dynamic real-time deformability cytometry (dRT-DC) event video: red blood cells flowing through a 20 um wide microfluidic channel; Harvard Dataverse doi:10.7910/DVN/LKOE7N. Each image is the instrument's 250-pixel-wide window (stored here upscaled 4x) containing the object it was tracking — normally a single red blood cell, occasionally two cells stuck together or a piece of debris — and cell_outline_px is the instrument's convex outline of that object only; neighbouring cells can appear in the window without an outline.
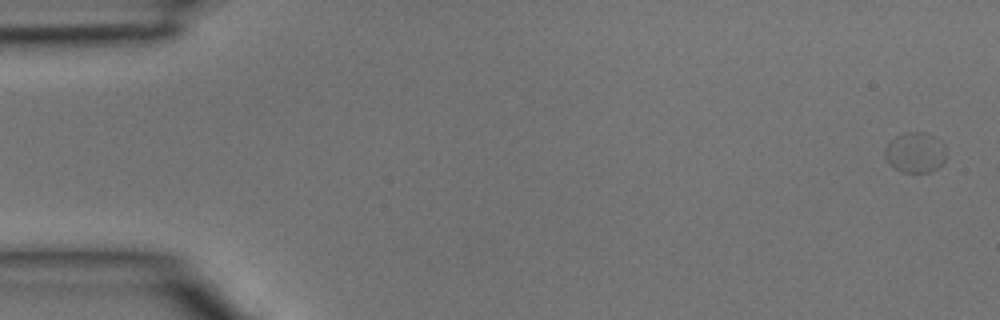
{"species": "common noctule bat (a hibernating species)", "species_latin": "Nyctalus noctula", "temperature_condition": "room temperature", "stored_images_in_passage": 4, "camera_frame_rate_fps": 3000, "um_per_image_px": 0.085, "animal": {"sex": "male", "body_mass_g": 15.6}, "frame": {"image": 1, "passage_image": 1, "time_ms": 0.0, "image_size_px": [1000, 320], "cell_outline_px": [[948, 152], [944, 160], [932, 172], [904, 172], [896, 168], [884, 156], [884, 148], [896, 136], [904, 132], [924, 132], [940, 140], [944, 144]], "centroid_in_image_um": [77.83, 12.94], "position_along_channel_um": 7.2, "area_um2": 14.33}}